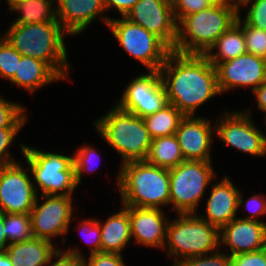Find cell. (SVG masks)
Masks as SVG:
<instances>
[{"label":"cell","mask_w":266,"mask_h":266,"mask_svg":"<svg viewBox=\"0 0 266 266\" xmlns=\"http://www.w3.org/2000/svg\"><path fill=\"white\" fill-rule=\"evenodd\" d=\"M159 72L168 103L184 116H198L199 109L202 110L200 107L222 97L215 67L205 55L172 50Z\"/></svg>","instance_id":"1"},{"label":"cell","mask_w":266,"mask_h":266,"mask_svg":"<svg viewBox=\"0 0 266 266\" xmlns=\"http://www.w3.org/2000/svg\"><path fill=\"white\" fill-rule=\"evenodd\" d=\"M7 25V29H1L0 33L22 56L41 60L64 81L74 82L70 76L73 64L68 58L70 46L66 43L71 36L57 19L51 22Z\"/></svg>","instance_id":"2"},{"label":"cell","mask_w":266,"mask_h":266,"mask_svg":"<svg viewBox=\"0 0 266 266\" xmlns=\"http://www.w3.org/2000/svg\"><path fill=\"white\" fill-rule=\"evenodd\" d=\"M115 172L113 178L116 186L113 191L120 195L118 203L123 206L169 210V169L145 160L125 163Z\"/></svg>","instance_id":"3"},{"label":"cell","mask_w":266,"mask_h":266,"mask_svg":"<svg viewBox=\"0 0 266 266\" xmlns=\"http://www.w3.org/2000/svg\"><path fill=\"white\" fill-rule=\"evenodd\" d=\"M111 104L109 110L91 122L98 138L120 157L117 167L129 162L145 161L152 138L143 118L122 110L115 103Z\"/></svg>","instance_id":"4"},{"label":"cell","mask_w":266,"mask_h":266,"mask_svg":"<svg viewBox=\"0 0 266 266\" xmlns=\"http://www.w3.org/2000/svg\"><path fill=\"white\" fill-rule=\"evenodd\" d=\"M238 2L210 5L177 22L175 52L205 55L221 34L238 18Z\"/></svg>","instance_id":"5"},{"label":"cell","mask_w":266,"mask_h":266,"mask_svg":"<svg viewBox=\"0 0 266 266\" xmlns=\"http://www.w3.org/2000/svg\"><path fill=\"white\" fill-rule=\"evenodd\" d=\"M26 143L19 142V154L29 167L37 195L77 196L75 193L79 186L76 182L73 153L66 154L64 150L56 152L53 147L48 152L46 149L42 150V147Z\"/></svg>","instance_id":"6"},{"label":"cell","mask_w":266,"mask_h":266,"mask_svg":"<svg viewBox=\"0 0 266 266\" xmlns=\"http://www.w3.org/2000/svg\"><path fill=\"white\" fill-rule=\"evenodd\" d=\"M166 228L163 247L166 259L174 264L189 257L202 256L220 249V229L197 213L175 214Z\"/></svg>","instance_id":"7"},{"label":"cell","mask_w":266,"mask_h":266,"mask_svg":"<svg viewBox=\"0 0 266 266\" xmlns=\"http://www.w3.org/2000/svg\"><path fill=\"white\" fill-rule=\"evenodd\" d=\"M214 169L212 161L195 160H185L170 168L169 212L188 214L202 211L199 209L207 190L219 175Z\"/></svg>","instance_id":"8"},{"label":"cell","mask_w":266,"mask_h":266,"mask_svg":"<svg viewBox=\"0 0 266 266\" xmlns=\"http://www.w3.org/2000/svg\"><path fill=\"white\" fill-rule=\"evenodd\" d=\"M107 28L121 51L132 57L146 71L159 70L172 51L159 37L125 17H112Z\"/></svg>","instance_id":"9"},{"label":"cell","mask_w":266,"mask_h":266,"mask_svg":"<svg viewBox=\"0 0 266 266\" xmlns=\"http://www.w3.org/2000/svg\"><path fill=\"white\" fill-rule=\"evenodd\" d=\"M217 114V118L214 117L215 140H220L225 148L235 149L252 159L266 158L264 128L256 124L252 116L238 107L233 110L225 108Z\"/></svg>","instance_id":"10"},{"label":"cell","mask_w":266,"mask_h":266,"mask_svg":"<svg viewBox=\"0 0 266 266\" xmlns=\"http://www.w3.org/2000/svg\"><path fill=\"white\" fill-rule=\"evenodd\" d=\"M74 199V195H38L34 207L30 211L33 237L50 240L58 247L60 244V247L68 244L67 236L73 224V217L77 213L75 210L80 205L76 206Z\"/></svg>","instance_id":"11"},{"label":"cell","mask_w":266,"mask_h":266,"mask_svg":"<svg viewBox=\"0 0 266 266\" xmlns=\"http://www.w3.org/2000/svg\"><path fill=\"white\" fill-rule=\"evenodd\" d=\"M140 71L128 80L114 103L122 110L144 118L162 109L168 100L159 70L143 71L140 68Z\"/></svg>","instance_id":"12"},{"label":"cell","mask_w":266,"mask_h":266,"mask_svg":"<svg viewBox=\"0 0 266 266\" xmlns=\"http://www.w3.org/2000/svg\"><path fill=\"white\" fill-rule=\"evenodd\" d=\"M37 196L31 172L24 161L0 167L1 212L30 214Z\"/></svg>","instance_id":"13"},{"label":"cell","mask_w":266,"mask_h":266,"mask_svg":"<svg viewBox=\"0 0 266 266\" xmlns=\"http://www.w3.org/2000/svg\"><path fill=\"white\" fill-rule=\"evenodd\" d=\"M221 95L249 89L253 92L266 81V59L245 53L215 66ZM236 89V90H235Z\"/></svg>","instance_id":"14"},{"label":"cell","mask_w":266,"mask_h":266,"mask_svg":"<svg viewBox=\"0 0 266 266\" xmlns=\"http://www.w3.org/2000/svg\"><path fill=\"white\" fill-rule=\"evenodd\" d=\"M159 37L171 50L177 38L172 0H139L124 16Z\"/></svg>","instance_id":"15"},{"label":"cell","mask_w":266,"mask_h":266,"mask_svg":"<svg viewBox=\"0 0 266 266\" xmlns=\"http://www.w3.org/2000/svg\"><path fill=\"white\" fill-rule=\"evenodd\" d=\"M198 114L185 116L175 135L185 160L213 161L212 149L216 143L214 118Z\"/></svg>","instance_id":"16"},{"label":"cell","mask_w":266,"mask_h":266,"mask_svg":"<svg viewBox=\"0 0 266 266\" xmlns=\"http://www.w3.org/2000/svg\"><path fill=\"white\" fill-rule=\"evenodd\" d=\"M217 178L204 198L205 205L201 206H204L203 212L199 211L197 214L209 224L221 229L238 216V197L241 189L230 179L228 173Z\"/></svg>","instance_id":"17"},{"label":"cell","mask_w":266,"mask_h":266,"mask_svg":"<svg viewBox=\"0 0 266 266\" xmlns=\"http://www.w3.org/2000/svg\"><path fill=\"white\" fill-rule=\"evenodd\" d=\"M55 5L56 19L74 38L82 36L93 23L98 21L107 27L110 20L104 7V0H55Z\"/></svg>","instance_id":"18"},{"label":"cell","mask_w":266,"mask_h":266,"mask_svg":"<svg viewBox=\"0 0 266 266\" xmlns=\"http://www.w3.org/2000/svg\"><path fill=\"white\" fill-rule=\"evenodd\" d=\"M266 248V223L236 217L220 229V249L231 257Z\"/></svg>","instance_id":"19"},{"label":"cell","mask_w":266,"mask_h":266,"mask_svg":"<svg viewBox=\"0 0 266 266\" xmlns=\"http://www.w3.org/2000/svg\"><path fill=\"white\" fill-rule=\"evenodd\" d=\"M129 217L133 244L162 252L171 217L169 211L129 206Z\"/></svg>","instance_id":"20"},{"label":"cell","mask_w":266,"mask_h":266,"mask_svg":"<svg viewBox=\"0 0 266 266\" xmlns=\"http://www.w3.org/2000/svg\"><path fill=\"white\" fill-rule=\"evenodd\" d=\"M116 212H110L102 219L98 218L101 230V252L124 255V251L131 246L132 236L130 228L129 206L121 203Z\"/></svg>","instance_id":"21"},{"label":"cell","mask_w":266,"mask_h":266,"mask_svg":"<svg viewBox=\"0 0 266 266\" xmlns=\"http://www.w3.org/2000/svg\"><path fill=\"white\" fill-rule=\"evenodd\" d=\"M64 81L47 63L29 56H21L14 77L8 82L30 96L42 88Z\"/></svg>","instance_id":"22"},{"label":"cell","mask_w":266,"mask_h":266,"mask_svg":"<svg viewBox=\"0 0 266 266\" xmlns=\"http://www.w3.org/2000/svg\"><path fill=\"white\" fill-rule=\"evenodd\" d=\"M59 248L50 240L33 237L9 244L5 251L13 266H46Z\"/></svg>","instance_id":"23"},{"label":"cell","mask_w":266,"mask_h":266,"mask_svg":"<svg viewBox=\"0 0 266 266\" xmlns=\"http://www.w3.org/2000/svg\"><path fill=\"white\" fill-rule=\"evenodd\" d=\"M247 53L244 32L234 23L219 36L215 44L205 54L209 62L215 67L217 64L234 59Z\"/></svg>","instance_id":"24"},{"label":"cell","mask_w":266,"mask_h":266,"mask_svg":"<svg viewBox=\"0 0 266 266\" xmlns=\"http://www.w3.org/2000/svg\"><path fill=\"white\" fill-rule=\"evenodd\" d=\"M7 13L16 18L9 24H33L51 22L56 19L55 0H23L11 7Z\"/></svg>","instance_id":"25"},{"label":"cell","mask_w":266,"mask_h":266,"mask_svg":"<svg viewBox=\"0 0 266 266\" xmlns=\"http://www.w3.org/2000/svg\"><path fill=\"white\" fill-rule=\"evenodd\" d=\"M148 163L163 168H173L185 161L176 135L153 138Z\"/></svg>","instance_id":"26"},{"label":"cell","mask_w":266,"mask_h":266,"mask_svg":"<svg viewBox=\"0 0 266 266\" xmlns=\"http://www.w3.org/2000/svg\"><path fill=\"white\" fill-rule=\"evenodd\" d=\"M185 116L168 103L159 111L143 118L150 137L157 138L176 134V130Z\"/></svg>","instance_id":"27"},{"label":"cell","mask_w":266,"mask_h":266,"mask_svg":"<svg viewBox=\"0 0 266 266\" xmlns=\"http://www.w3.org/2000/svg\"><path fill=\"white\" fill-rule=\"evenodd\" d=\"M100 151L101 150L98 149V147L96 148L92 143L78 145V147L75 148L73 152V164L78 186L82 185L83 181H85L84 176H87V174H97L96 171L100 169L99 167L104 159Z\"/></svg>","instance_id":"28"},{"label":"cell","mask_w":266,"mask_h":266,"mask_svg":"<svg viewBox=\"0 0 266 266\" xmlns=\"http://www.w3.org/2000/svg\"><path fill=\"white\" fill-rule=\"evenodd\" d=\"M26 104L19 101L6 99V95L0 93V129L3 128H25L29 123L30 115Z\"/></svg>","instance_id":"29"},{"label":"cell","mask_w":266,"mask_h":266,"mask_svg":"<svg viewBox=\"0 0 266 266\" xmlns=\"http://www.w3.org/2000/svg\"><path fill=\"white\" fill-rule=\"evenodd\" d=\"M3 232L9 244L33 238L30 214L3 213Z\"/></svg>","instance_id":"30"},{"label":"cell","mask_w":266,"mask_h":266,"mask_svg":"<svg viewBox=\"0 0 266 266\" xmlns=\"http://www.w3.org/2000/svg\"><path fill=\"white\" fill-rule=\"evenodd\" d=\"M80 214L79 212L73 217L72 223L77 222L73 230L79 233L81 236L79 239L82 238L81 240L88 246V255L101 252V230L98 218L93 215L82 218Z\"/></svg>","instance_id":"31"},{"label":"cell","mask_w":266,"mask_h":266,"mask_svg":"<svg viewBox=\"0 0 266 266\" xmlns=\"http://www.w3.org/2000/svg\"><path fill=\"white\" fill-rule=\"evenodd\" d=\"M254 192L253 190L252 195L246 199L244 196L246 193L241 188L238 197L237 217L266 223L265 219L263 220V217H266V193L261 191L260 193ZM239 214L241 215L239 216Z\"/></svg>","instance_id":"32"},{"label":"cell","mask_w":266,"mask_h":266,"mask_svg":"<svg viewBox=\"0 0 266 266\" xmlns=\"http://www.w3.org/2000/svg\"><path fill=\"white\" fill-rule=\"evenodd\" d=\"M238 15L250 26L266 30L265 0H240ZM244 12V13H243Z\"/></svg>","instance_id":"33"},{"label":"cell","mask_w":266,"mask_h":266,"mask_svg":"<svg viewBox=\"0 0 266 266\" xmlns=\"http://www.w3.org/2000/svg\"><path fill=\"white\" fill-rule=\"evenodd\" d=\"M236 23L244 32L247 53L266 59V30L248 25L239 15Z\"/></svg>","instance_id":"34"},{"label":"cell","mask_w":266,"mask_h":266,"mask_svg":"<svg viewBox=\"0 0 266 266\" xmlns=\"http://www.w3.org/2000/svg\"><path fill=\"white\" fill-rule=\"evenodd\" d=\"M21 54L0 34V80L10 81L17 69ZM6 80V81H5Z\"/></svg>","instance_id":"35"},{"label":"cell","mask_w":266,"mask_h":266,"mask_svg":"<svg viewBox=\"0 0 266 266\" xmlns=\"http://www.w3.org/2000/svg\"><path fill=\"white\" fill-rule=\"evenodd\" d=\"M83 251L85 250L79 248V244L73 246L69 243L65 248L60 247L46 266H86Z\"/></svg>","instance_id":"36"},{"label":"cell","mask_w":266,"mask_h":266,"mask_svg":"<svg viewBox=\"0 0 266 266\" xmlns=\"http://www.w3.org/2000/svg\"><path fill=\"white\" fill-rule=\"evenodd\" d=\"M21 130L23 131L24 128L0 129V167L8 166L22 160L21 157L19 159L15 158V156H13L14 153L10 151L13 147L16 148V139L19 137V134H21Z\"/></svg>","instance_id":"37"},{"label":"cell","mask_w":266,"mask_h":266,"mask_svg":"<svg viewBox=\"0 0 266 266\" xmlns=\"http://www.w3.org/2000/svg\"><path fill=\"white\" fill-rule=\"evenodd\" d=\"M230 260L231 256L219 249L210 254L182 259L171 266H229Z\"/></svg>","instance_id":"38"},{"label":"cell","mask_w":266,"mask_h":266,"mask_svg":"<svg viewBox=\"0 0 266 266\" xmlns=\"http://www.w3.org/2000/svg\"><path fill=\"white\" fill-rule=\"evenodd\" d=\"M212 5L208 0H172L174 18L178 22L182 17L201 11Z\"/></svg>","instance_id":"39"},{"label":"cell","mask_w":266,"mask_h":266,"mask_svg":"<svg viewBox=\"0 0 266 266\" xmlns=\"http://www.w3.org/2000/svg\"><path fill=\"white\" fill-rule=\"evenodd\" d=\"M86 266H126L124 255L108 252H98L85 255Z\"/></svg>","instance_id":"40"},{"label":"cell","mask_w":266,"mask_h":266,"mask_svg":"<svg viewBox=\"0 0 266 266\" xmlns=\"http://www.w3.org/2000/svg\"><path fill=\"white\" fill-rule=\"evenodd\" d=\"M229 266H266V248L232 256Z\"/></svg>","instance_id":"41"},{"label":"cell","mask_w":266,"mask_h":266,"mask_svg":"<svg viewBox=\"0 0 266 266\" xmlns=\"http://www.w3.org/2000/svg\"><path fill=\"white\" fill-rule=\"evenodd\" d=\"M252 98H254L253 101L256 103V106H248L246 108L241 107L249 116L255 117L253 114V108H257L256 111H259L263 114L262 118H266V81L260 84L253 92H251Z\"/></svg>","instance_id":"42"},{"label":"cell","mask_w":266,"mask_h":266,"mask_svg":"<svg viewBox=\"0 0 266 266\" xmlns=\"http://www.w3.org/2000/svg\"><path fill=\"white\" fill-rule=\"evenodd\" d=\"M138 1L139 0H104V7L109 19L112 18V15L109 14L111 12H114L113 15L117 14L118 17H124Z\"/></svg>","instance_id":"43"},{"label":"cell","mask_w":266,"mask_h":266,"mask_svg":"<svg viewBox=\"0 0 266 266\" xmlns=\"http://www.w3.org/2000/svg\"><path fill=\"white\" fill-rule=\"evenodd\" d=\"M4 223H3V212L0 211V250H5L9 243L3 232Z\"/></svg>","instance_id":"44"},{"label":"cell","mask_w":266,"mask_h":266,"mask_svg":"<svg viewBox=\"0 0 266 266\" xmlns=\"http://www.w3.org/2000/svg\"><path fill=\"white\" fill-rule=\"evenodd\" d=\"M0 266H13L5 250H0Z\"/></svg>","instance_id":"45"},{"label":"cell","mask_w":266,"mask_h":266,"mask_svg":"<svg viewBox=\"0 0 266 266\" xmlns=\"http://www.w3.org/2000/svg\"><path fill=\"white\" fill-rule=\"evenodd\" d=\"M1 1L2 0H0V3H1ZM6 4V9H7V11L11 8V7H13L16 3H18V2H21V1H23V0H3ZM1 6V5H0Z\"/></svg>","instance_id":"46"},{"label":"cell","mask_w":266,"mask_h":266,"mask_svg":"<svg viewBox=\"0 0 266 266\" xmlns=\"http://www.w3.org/2000/svg\"><path fill=\"white\" fill-rule=\"evenodd\" d=\"M212 5L229 4L233 0H208Z\"/></svg>","instance_id":"47"},{"label":"cell","mask_w":266,"mask_h":266,"mask_svg":"<svg viewBox=\"0 0 266 266\" xmlns=\"http://www.w3.org/2000/svg\"><path fill=\"white\" fill-rule=\"evenodd\" d=\"M264 120V125L262 124L261 126H265L264 127V131H265V141H266V118L265 119H263Z\"/></svg>","instance_id":"48"}]
</instances>
